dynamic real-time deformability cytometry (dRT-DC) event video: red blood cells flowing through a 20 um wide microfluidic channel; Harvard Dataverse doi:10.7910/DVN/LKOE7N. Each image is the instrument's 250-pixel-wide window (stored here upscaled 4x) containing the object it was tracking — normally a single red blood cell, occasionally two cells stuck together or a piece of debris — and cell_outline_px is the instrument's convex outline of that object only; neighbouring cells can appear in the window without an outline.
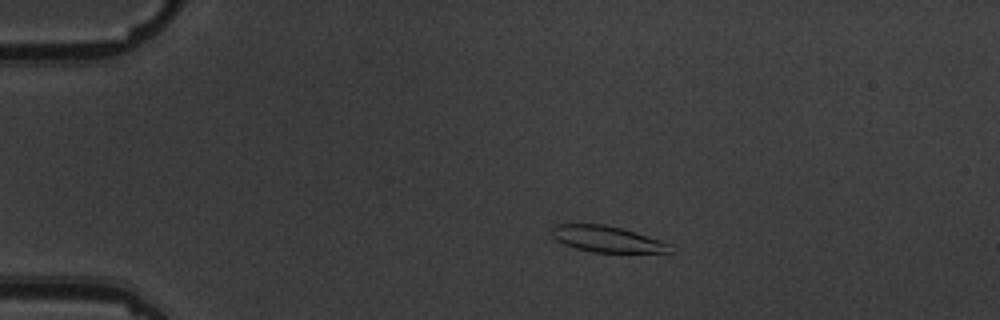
{"species": "common noctule bat (a hibernating species)", "species_latin": "Nyctalus noctula", "temperature_condition": "warm", "stored_images_in_passage": 5, "camera_frame_rate_fps": 3000, "um_per_image_px": 0.085, "animal": {"sex": "male", "body_mass_g": 19.5, "forearm_length_mm": 54.6}, "frame": {"image": 1, "passage_image": 2, "time_ms": 2.0, "image_size_px": [1000, 320], "cell_outline_px": [[672, 252], [592, 252], [576, 248], [564, 244], [556, 240], [552, 236], [552, 228], [556, 224], [604, 224], [636, 232], [660, 240], [668, 244]], "centroid_in_image_um": [51.55, 20.31], "position_along_channel_um": 33.5, "area_um2": 17.74}}
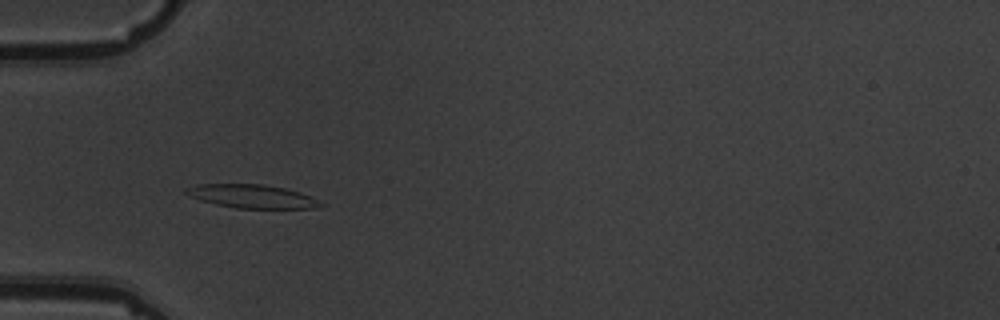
{"frame": {"image": 2, "passage_image": 4, "time_ms": 4.333, "image_size_px": [1000, 320], "cell_outline_px": [[324, 204], [312, 208], [236, 208], [216, 204], [200, 200], [188, 196], [184, 192], [184, 188], [196, 184], [264, 184], [284, 188], [300, 192], [312, 196]], "centroid_in_image_um": [21.37, 16.68], "position_along_channel_um": 63.6, "area_um2": 18.44}}